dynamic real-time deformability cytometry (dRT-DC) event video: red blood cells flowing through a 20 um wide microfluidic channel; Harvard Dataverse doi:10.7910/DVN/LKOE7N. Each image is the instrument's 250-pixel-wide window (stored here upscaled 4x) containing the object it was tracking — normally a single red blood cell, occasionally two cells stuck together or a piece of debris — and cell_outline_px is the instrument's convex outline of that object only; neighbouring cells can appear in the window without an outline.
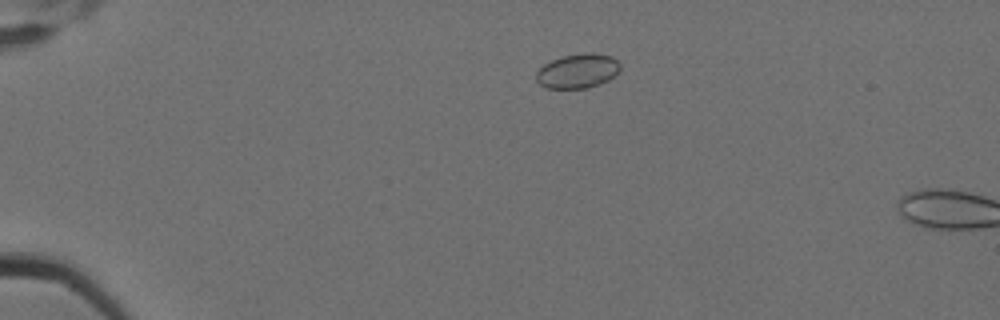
{"species": "Egyptian fruit bat (a non-hibernating species)", "species_latin": "Rousettus aegyptiacus", "temperature_condition": "cold", "stored_images_in_passage": 4, "camera_frame_rate_fps": 3000, "um_per_image_px": 0.085, "animal": {"sex": "female"}, "frame": {"image": 1, "passage_image": 3, "time_ms": 0.667, "image_size_px": [1000, 320], "cell_outline_px": [[620, 72], [608, 80], [600, 84], [588, 88], [548, 88], [540, 84], [536, 80], [536, 72], [544, 64], [560, 56], [588, 52], [592, 52], [612, 56], [620, 64]], "centroid_in_image_um": [49.13, 6.02], "position_along_channel_um": 35.9, "area_um2": 16.99}}